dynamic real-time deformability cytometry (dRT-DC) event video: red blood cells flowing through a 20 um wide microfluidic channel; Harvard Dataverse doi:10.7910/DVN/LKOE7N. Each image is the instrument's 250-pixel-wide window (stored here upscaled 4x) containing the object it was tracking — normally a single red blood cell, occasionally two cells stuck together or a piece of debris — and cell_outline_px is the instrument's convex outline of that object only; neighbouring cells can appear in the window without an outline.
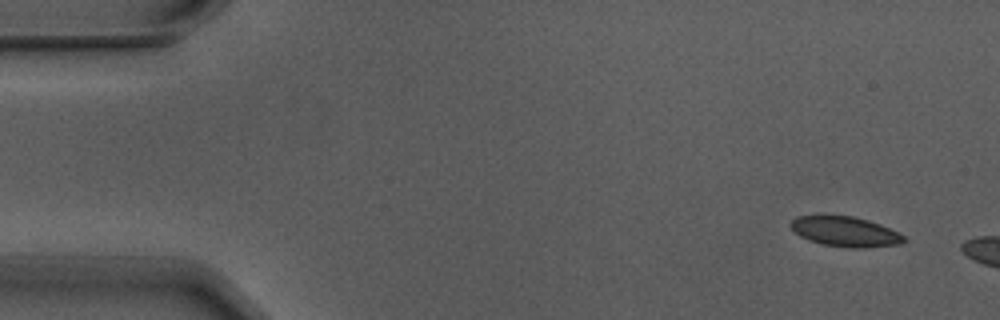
{"species": "Egyptian fruit bat (a non-hibernating species)", "species_latin": "Rousettus aegyptiacus", "temperature_condition": "warm", "stored_images_in_passage": 3, "camera_frame_rate_fps": 3000, "um_per_image_px": 0.085, "animal": {"sex": "male"}, "frame": {"image": 1, "passage_image": 1, "time_ms": 0.0, "image_size_px": [1000, 320], "cell_outline_px": [[908, 240], [900, 244], [864, 248], [848, 248], [820, 244], [808, 240], [800, 236], [788, 224], [796, 216], [820, 212], [824, 212], [852, 216], [868, 220], [880, 224], [900, 232]], "centroid_in_image_um": [71.8, 19.64], "position_along_channel_um": 13.2, "area_um2": 20.81}}